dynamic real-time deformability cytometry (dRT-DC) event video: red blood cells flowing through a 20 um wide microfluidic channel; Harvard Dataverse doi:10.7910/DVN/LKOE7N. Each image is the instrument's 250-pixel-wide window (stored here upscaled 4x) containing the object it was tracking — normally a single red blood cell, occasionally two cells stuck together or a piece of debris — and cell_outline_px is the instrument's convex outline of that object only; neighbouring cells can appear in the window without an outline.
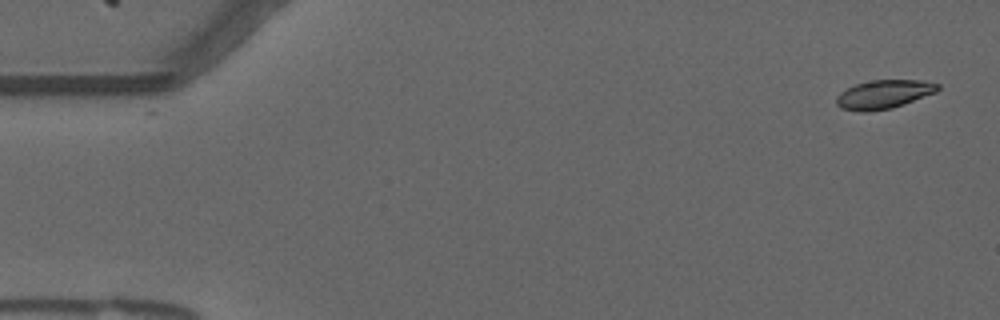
{"species": "common noctule bat (a hibernating species)", "species_latin": "Nyctalus noctula", "temperature_condition": "warm", "stored_images_in_passage": 54, "camera_frame_rate_fps": 3000, "um_per_image_px": 0.085, "animal": {"sex": "male", "forearm_length_mm": 52.5}, "frame": {"image": 1, "passage_image": 1, "time_ms": 0.0, "image_size_px": [1000, 320], "cell_outline_px": [[940, 88], [936, 92], [904, 104], [892, 108], [864, 112], [860, 112], [840, 108], [836, 104], [836, 96], [840, 92], [856, 84], [872, 80], [920, 80], [940, 84]], "centroid_in_image_um": [75.11, 8.02], "position_along_channel_um": 9.9, "area_um2": 16.94}}
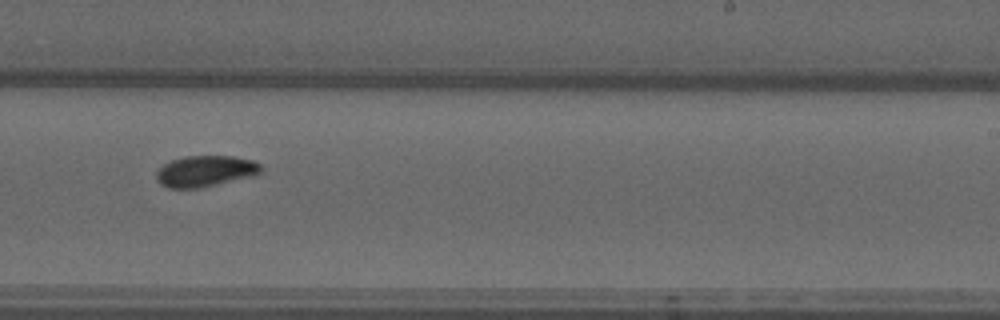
{"frame": {"image": 2, "passage_image": 33, "time_ms": 10.667, "image_size_px": [1000, 320], "cell_outline_px": [[260, 172], [248, 176], [200, 188], [168, 188], [160, 184], [156, 180], [156, 172], [164, 164], [172, 160], [184, 156], [232, 156], [252, 160], [260, 164]], "centroid_in_image_um": [17.38, 14.54], "position_along_channel_um": 271.6, "area_um2": 18.61}}
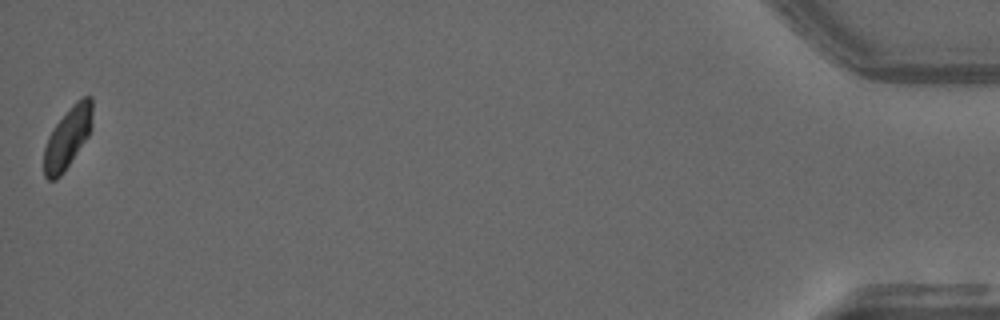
{"frame": {"image": 3, "passage_image": 54, "time_ms": 17.667, "image_size_px": [1000, 320], "cell_outline_px": [[92, 128], [88, 136], [64, 172], [56, 180], [48, 180], [44, 176], [44, 148], [48, 136], [56, 124], [72, 104], [76, 100], [84, 96], [92, 96]], "centroid_in_image_um": [5.75, 11.7], "position_along_channel_um": 429.4, "area_um2": 17.28}, "authors_computed_cell_mechanics": {"area_um2": 18.2359, "velocity_mm_per_s": 3.6951, "shape_relaxation_time_tau1_ms": null, "shape_relaxation_time_tau2_ms": 5.8505, "deformation_change_tau1": null, "deformation_change_tau2": 0.081}}